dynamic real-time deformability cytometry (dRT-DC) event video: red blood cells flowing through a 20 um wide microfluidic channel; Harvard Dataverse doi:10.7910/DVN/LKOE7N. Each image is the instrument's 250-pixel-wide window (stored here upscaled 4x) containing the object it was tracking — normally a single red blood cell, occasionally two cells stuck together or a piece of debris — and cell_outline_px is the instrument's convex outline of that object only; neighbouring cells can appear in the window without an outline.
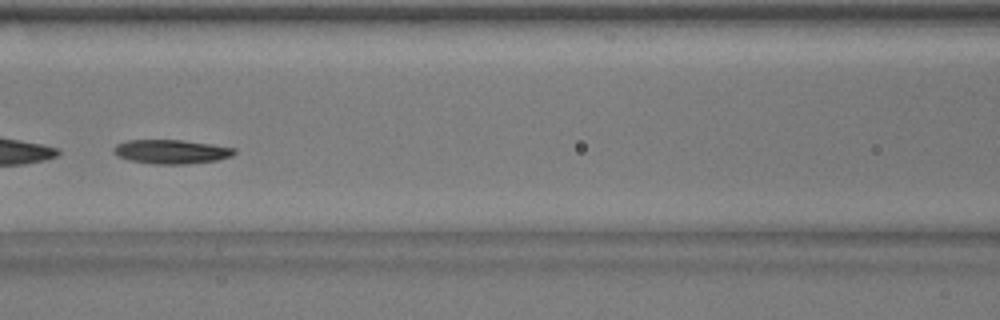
{"species": "common noctule bat (a hibernating species)", "species_latin": "Nyctalus noctula", "temperature_condition": "warm", "stored_images_in_passage": 44, "segment_of_instrument_passage": [2, 2], "camera_frame_rate_fps": 3000, "um_per_image_px": 0.085, "animal": {"sex": "male", "body_mass_g": 17.9}, "frame": {"image": 1, "passage_image": 20, "time_ms": 6.333, "image_size_px": [1000, 320], "cell_outline_px": [[236, 152], [232, 156], [216, 160], [188, 164], [152, 164], [128, 160], [116, 156], [112, 152], [112, 148], [116, 144], [128, 140], [180, 140], [212, 144], [236, 148]], "centroid_in_image_um": [14.52, 12.89], "position_along_channel_um": 152.1, "area_um2": 17.11}}